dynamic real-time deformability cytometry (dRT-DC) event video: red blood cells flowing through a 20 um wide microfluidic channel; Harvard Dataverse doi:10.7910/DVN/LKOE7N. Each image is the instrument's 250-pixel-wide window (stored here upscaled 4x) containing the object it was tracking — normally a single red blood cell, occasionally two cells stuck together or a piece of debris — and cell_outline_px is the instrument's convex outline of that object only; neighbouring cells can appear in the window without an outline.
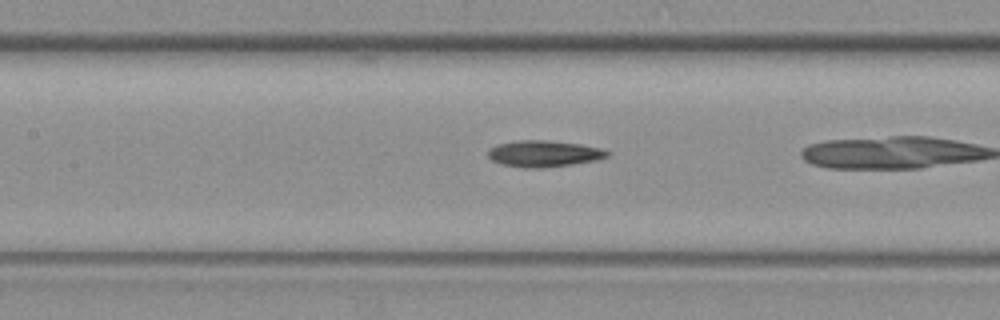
{"species": "common noctule bat (a hibernating species)", "species_latin": "Nyctalus noctula", "temperature_condition": "warm", "stored_images_in_passage": 42, "camera_frame_rate_fps": 3000, "um_per_image_px": 0.085, "animal": {"sex": "female", "body_mass_g": 19.3, "forearm_length_mm": 54.1}, "frame": {"image": 1, "passage_image": 23, "time_ms": 7.333, "image_size_px": [1000, 320], "cell_outline_px": [[608, 156], [596, 160], [572, 164], [544, 168], [524, 168], [504, 164], [492, 160], [488, 156], [488, 152], [492, 148], [500, 144], [516, 140], [548, 140], [580, 144], [600, 148], [608, 152]], "centroid_in_image_um": [46.24, 13.06], "position_along_channel_um": 161.2, "area_um2": 18.09}}
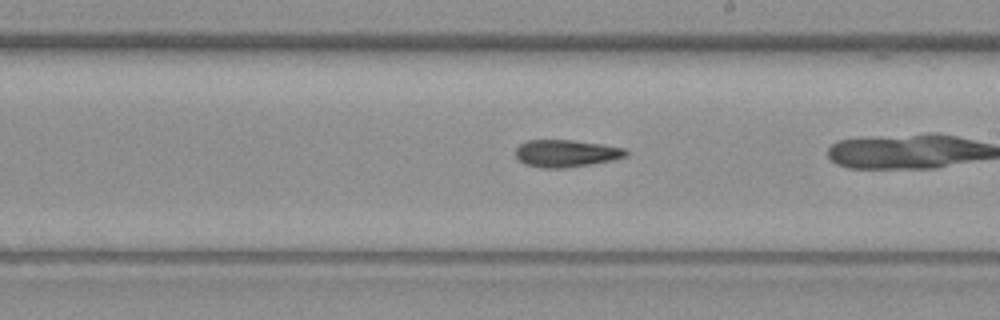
{"frame": {"image": 2, "passage_image": 30, "time_ms": 9.667, "image_size_px": [1000, 320], "cell_outline_px": [[628, 156], [612, 160], [592, 164], [568, 168], [540, 168], [524, 164], [516, 156], [516, 148], [520, 144], [528, 140], [572, 140], [600, 144], [624, 148], [628, 152]], "centroid_in_image_um": [48.12, 13.05], "position_along_channel_um": 240.9, "area_um2": 17.57}}
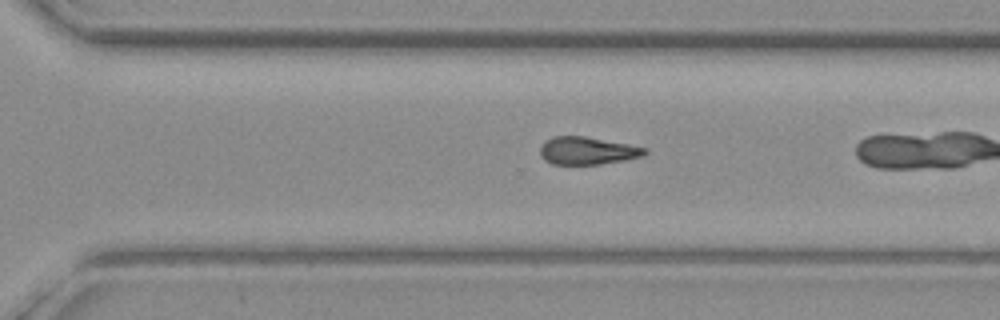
{"frame": {"image": 3, "passage_image": 37, "time_ms": 12.0, "image_size_px": [1000, 320], "cell_outline_px": [[648, 152], [640, 156], [624, 160], [600, 164], [552, 164], [544, 160], [540, 156], [540, 144], [544, 140], [552, 136], [584, 136], [628, 144], [648, 148]], "centroid_in_image_um": [49.87, 12.8], "position_along_channel_um": 320.7, "area_um2": 16.94}}